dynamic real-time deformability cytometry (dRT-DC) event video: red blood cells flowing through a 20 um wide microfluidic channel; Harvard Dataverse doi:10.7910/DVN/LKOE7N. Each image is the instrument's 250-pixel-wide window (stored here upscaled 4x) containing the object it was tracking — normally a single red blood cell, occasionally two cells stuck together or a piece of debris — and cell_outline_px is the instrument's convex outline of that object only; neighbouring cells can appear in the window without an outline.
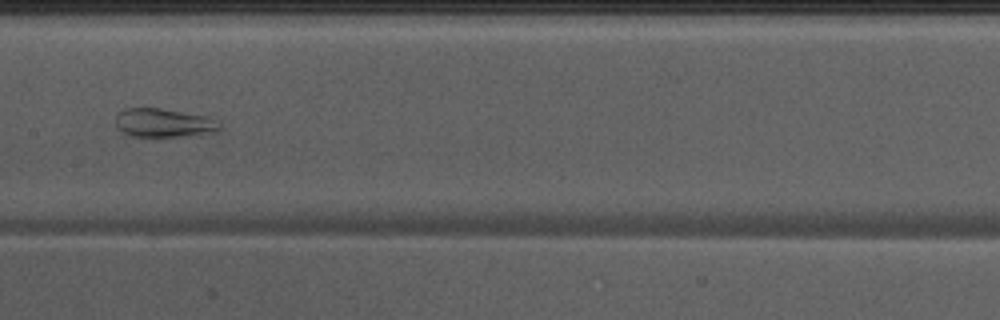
{"species": "Egyptian fruit bat (a non-hibernating species)", "species_latin": "Rousettus aegyptiacus", "temperature_condition": "warm", "stored_images_in_passage": 38, "segment_of_instrument_passage": [1, 2], "camera_frame_rate_fps": 3000, "um_per_image_px": 0.085, "animal": {"sex": "male"}, "frame": {"image": 1, "passage_image": 12, "time_ms": 3.667, "image_size_px": [1000, 320], "cell_outline_px": [[220, 132], [204, 136], [132, 136], [124, 132], [116, 124], [116, 116], [124, 108], [160, 108], [204, 116], [220, 124]], "centroid_in_image_um": [13.98, 10.46], "position_along_channel_um": 193.4, "area_um2": 17.34}}